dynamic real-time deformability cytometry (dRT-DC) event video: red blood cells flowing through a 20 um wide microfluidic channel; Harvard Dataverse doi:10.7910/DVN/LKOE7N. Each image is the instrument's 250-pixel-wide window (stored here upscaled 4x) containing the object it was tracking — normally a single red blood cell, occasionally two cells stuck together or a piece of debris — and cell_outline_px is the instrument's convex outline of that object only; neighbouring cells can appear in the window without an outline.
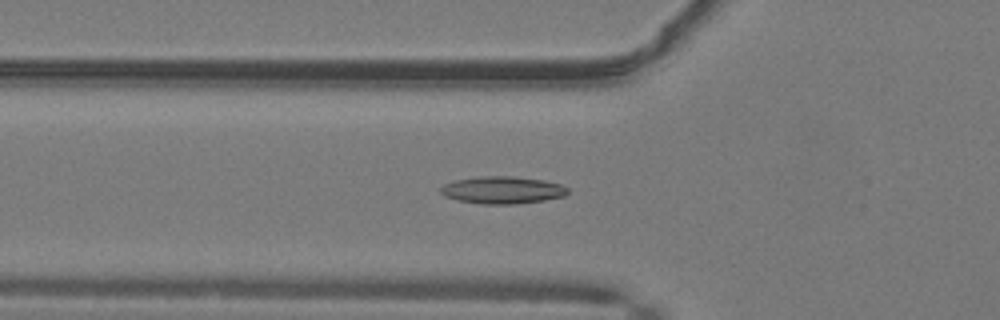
{"species": "common noctule bat (a hibernating species)", "species_latin": "Nyctalus noctula", "temperature_condition": "warm", "stored_images_in_passage": 51, "camera_frame_rate_fps": 3000, "um_per_image_px": 0.085, "animal": {"sex": "male", "body_mass_g": 19.2, "forearm_length_mm": 51.8}, "frame": {"image": 1, "passage_image": 19, "time_ms": 6.0, "image_size_px": [1000, 320], "cell_outline_px": [[568, 192], [564, 196], [544, 200], [516, 204], [484, 204], [456, 200], [444, 196], [440, 192], [440, 188], [444, 184], [456, 180], [480, 176], [516, 176], [544, 180], [560, 184], [568, 188]], "centroid_in_image_um": [42.7, 16.15], "position_along_channel_um": 83.1, "area_um2": 20.29}}
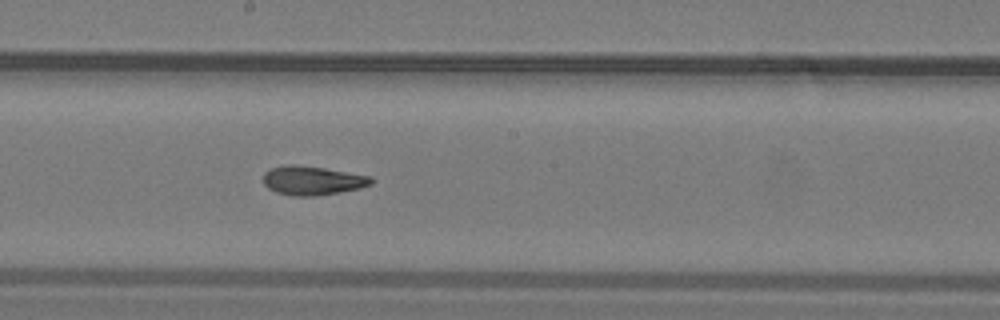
{"frame": {"image": 2, "passage_image": 29, "time_ms": 9.333, "image_size_px": [1000, 320], "cell_outline_px": [[372, 184], [360, 188], [340, 192], [316, 196], [292, 196], [276, 192], [268, 188], [264, 184], [264, 172], [268, 168], [288, 164], [296, 164], [324, 168], [372, 176]], "centroid_in_image_um": [26.53, 15.34], "position_along_channel_um": 221.7, "area_um2": 18.38}}
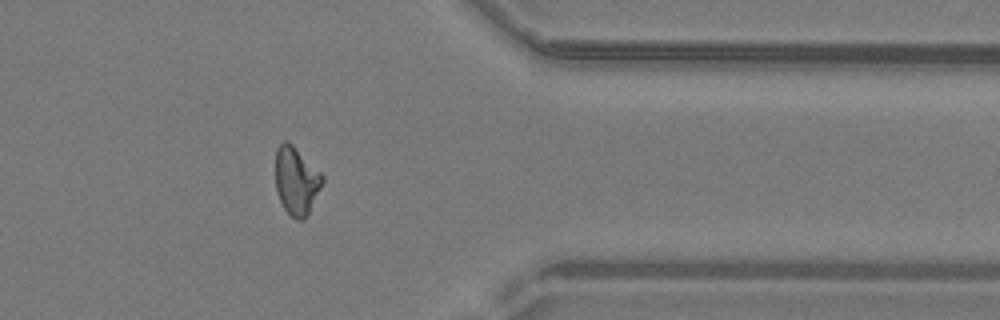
{"frame": {"image": 3, "passage_image": 42, "time_ms": 13.667, "image_size_px": [1000, 320], "cell_outline_px": [[324, 180], [304, 220], [296, 220], [284, 208], [276, 192], [276, 148], [284, 140], [288, 140], [324, 176]], "centroid_in_image_um": [25.17, 15.35], "position_along_channel_um": 386.2, "area_um2": 18.26}, "authors_computed_cell_mechanics": {"area_um2": 18.3804, "velocity_mm_per_s": 4.1227, "shape_relaxation_time_tau1_ms": null, "shape_relaxation_time_tau2_ms": 2.0403, "deformation_change_tau1": null, "deformation_change_tau2": 0.0923}}